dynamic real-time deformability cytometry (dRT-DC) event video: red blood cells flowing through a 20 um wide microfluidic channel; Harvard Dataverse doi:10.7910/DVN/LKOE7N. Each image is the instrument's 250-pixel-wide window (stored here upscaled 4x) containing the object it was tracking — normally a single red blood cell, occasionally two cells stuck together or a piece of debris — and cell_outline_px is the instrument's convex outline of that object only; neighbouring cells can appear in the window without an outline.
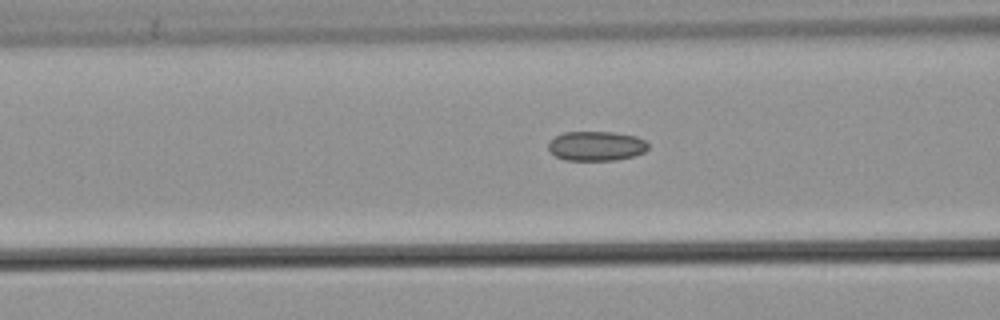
{"species": "common noctule bat (a hibernating species)", "species_latin": "Nyctalus noctula", "temperature_condition": "warm", "stored_images_in_passage": 39, "camera_frame_rate_fps": 3000, "um_per_image_px": 0.085, "animal": {"sex": "male", "body_mass_g": 21.5, "forearm_length_mm": 52.0}, "frame": {"image": 1, "passage_image": 17, "time_ms": 5.333, "image_size_px": [1000, 320], "cell_outline_px": [[648, 148], [644, 152], [632, 156], [616, 160], [568, 160], [556, 156], [548, 148], [548, 144], [556, 136], [564, 132], [612, 132], [636, 136], [644, 140], [648, 144]], "centroid_in_image_um": [50.7, 12.4], "position_along_channel_um": 115.9, "area_um2": 16.99}}
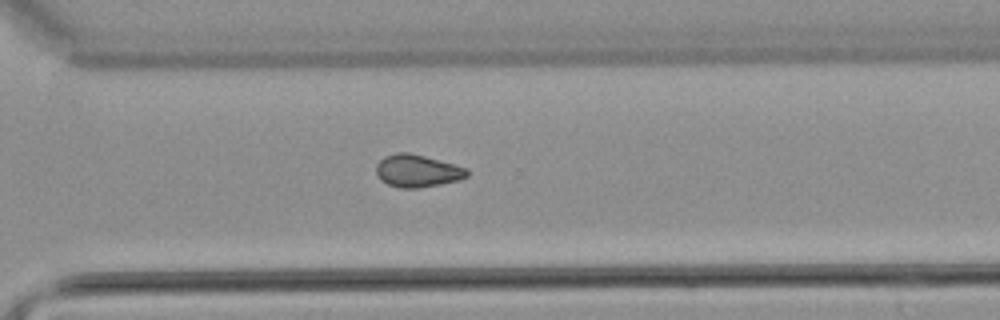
{"frame": {"image": 2, "passage_image": 34, "time_ms": 11.0, "image_size_px": [1000, 320], "cell_outline_px": [[468, 176], [460, 180], [420, 188], [400, 188], [388, 184], [380, 180], [376, 176], [376, 164], [384, 156], [396, 152], [408, 152], [424, 156], [468, 168]], "centroid_in_image_um": [35.45, 14.53], "position_along_channel_um": 335.1, "area_um2": 17.34}}